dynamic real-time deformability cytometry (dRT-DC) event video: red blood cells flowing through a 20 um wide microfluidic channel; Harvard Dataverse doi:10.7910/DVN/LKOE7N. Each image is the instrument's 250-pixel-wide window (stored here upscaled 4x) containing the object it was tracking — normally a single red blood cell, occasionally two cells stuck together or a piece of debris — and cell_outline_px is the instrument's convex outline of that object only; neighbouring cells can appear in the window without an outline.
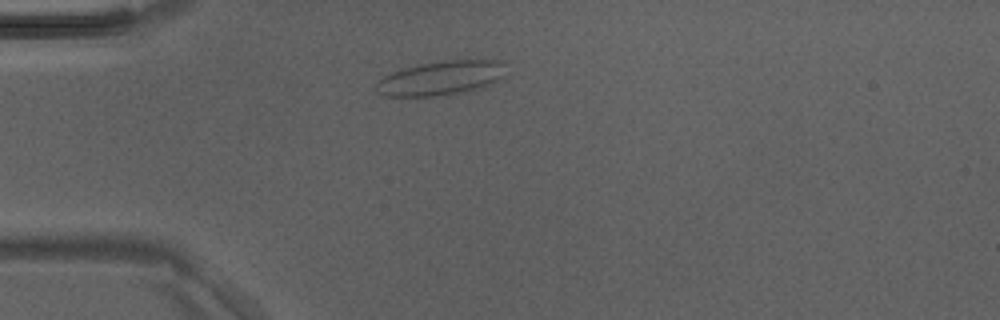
{"species": "Egyptian fruit bat (a non-hibernating species)", "species_latin": "Rousettus aegyptiacus", "temperature_condition": "room temperature", "stored_images_in_passage": 3, "camera_frame_rate_fps": 3000, "um_per_image_px": 0.085, "animal": {"sex": "male"}, "frame": {"image": 1, "passage_image": 3, "time_ms": 0.667, "image_size_px": [1000, 320], "cell_outline_px": [[504, 76], [488, 84], [464, 92], [432, 96], [380, 96], [376, 92], [376, 84], [384, 76], [392, 72], [420, 64], [448, 60], [500, 60], [504, 64]], "centroid_in_image_um": [37.44, 6.64], "position_along_channel_um": 47.6, "area_um2": 25.49}}